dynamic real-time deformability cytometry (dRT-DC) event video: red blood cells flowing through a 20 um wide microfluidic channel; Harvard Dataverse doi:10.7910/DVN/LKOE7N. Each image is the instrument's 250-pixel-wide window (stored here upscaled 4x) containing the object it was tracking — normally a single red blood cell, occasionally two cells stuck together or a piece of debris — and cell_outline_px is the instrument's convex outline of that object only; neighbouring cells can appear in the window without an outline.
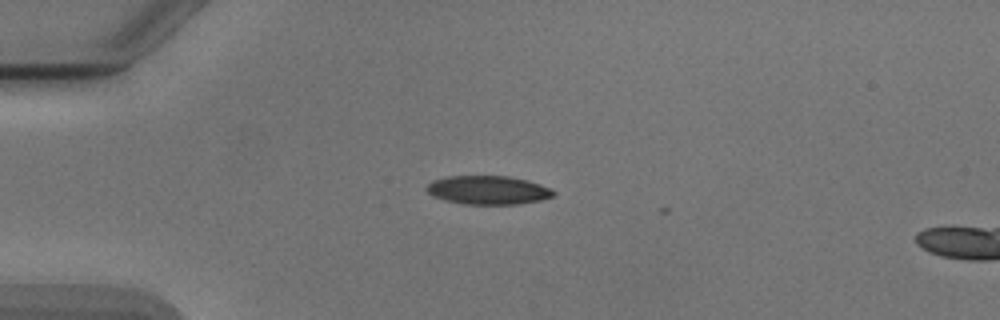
{"species": "Egyptian fruit bat (a non-hibernating species)", "species_latin": "Rousettus aegyptiacus", "temperature_condition": "cold", "stored_images_in_passage": 3, "camera_frame_rate_fps": 3000, "um_per_image_px": 0.085, "animal": {"sex": "male"}, "frame": {"image": 1, "passage_image": 1, "time_ms": 0.0, "image_size_px": [1000, 320], "cell_outline_px": [[556, 192], [552, 196], [540, 200], [520, 204], [464, 204], [444, 200], [432, 196], [424, 188], [432, 180], [448, 176], [508, 176], [528, 180], [552, 188]], "centroid_in_image_um": [41.47, 16.15], "position_along_channel_um": 43.5, "area_um2": 21.33}}